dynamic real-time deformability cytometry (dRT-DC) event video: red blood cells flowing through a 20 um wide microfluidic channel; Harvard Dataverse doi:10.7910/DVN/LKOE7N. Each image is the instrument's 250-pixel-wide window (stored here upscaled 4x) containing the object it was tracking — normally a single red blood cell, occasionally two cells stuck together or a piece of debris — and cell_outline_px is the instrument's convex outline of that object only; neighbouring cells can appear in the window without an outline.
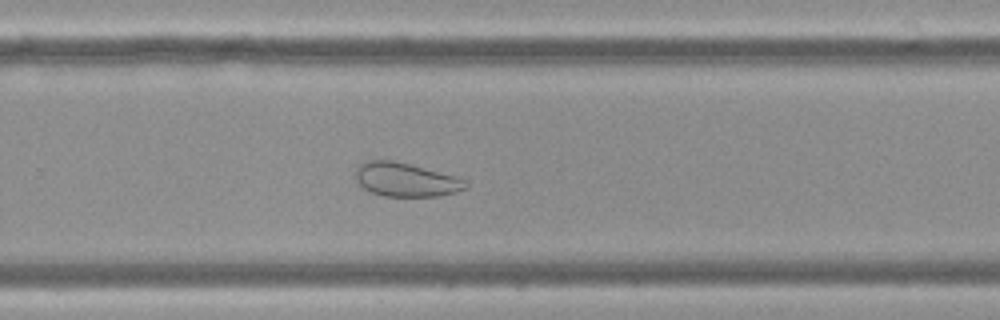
{"species": "Egyptian fruit bat (a non-hibernating species)", "species_latin": "Rousettus aegyptiacus", "temperature_condition": "cold", "stored_images_in_passage": 30, "camera_frame_rate_fps": 3000, "um_per_image_px": 0.085, "frame": {"image": 1, "passage_image": 26, "time_ms": 8.333, "image_size_px": [1000, 320], "cell_outline_px": [[468, 188], [456, 192], [440, 196], [384, 196], [360, 188], [356, 184], [356, 168], [364, 160], [392, 160], [456, 176], [468, 180]], "centroid_in_image_um": [34.48, 15.28], "position_along_channel_um": 295.3, "area_um2": 21.91}}